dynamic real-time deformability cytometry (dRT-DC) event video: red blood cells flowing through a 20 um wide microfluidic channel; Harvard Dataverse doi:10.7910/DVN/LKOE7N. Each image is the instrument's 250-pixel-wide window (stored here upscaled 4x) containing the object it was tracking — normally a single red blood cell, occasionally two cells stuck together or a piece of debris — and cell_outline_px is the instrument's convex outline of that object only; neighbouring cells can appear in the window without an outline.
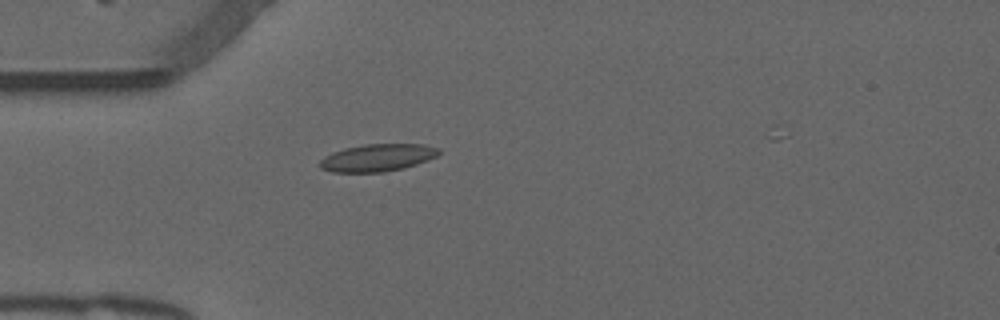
{"species": "common noctule bat (a hibernating species)", "species_latin": "Nyctalus noctula", "temperature_condition": "warm", "stored_images_in_passage": 41, "camera_frame_rate_fps": 3000, "um_per_image_px": 0.085, "animal": {"sex": "male", "forearm_length_mm": 52.5}, "frame": {"image": 1, "passage_image": 7, "time_ms": 2.0, "image_size_px": [1000, 320], "cell_outline_px": [[440, 152], [436, 156], [428, 160], [404, 168], [384, 172], [332, 172], [320, 168], [320, 160], [324, 156], [332, 152], [344, 148], [364, 144], [424, 144], [440, 148]], "centroid_in_image_um": [32.08, 13.4], "position_along_channel_um": 52.9, "area_um2": 19.07}}
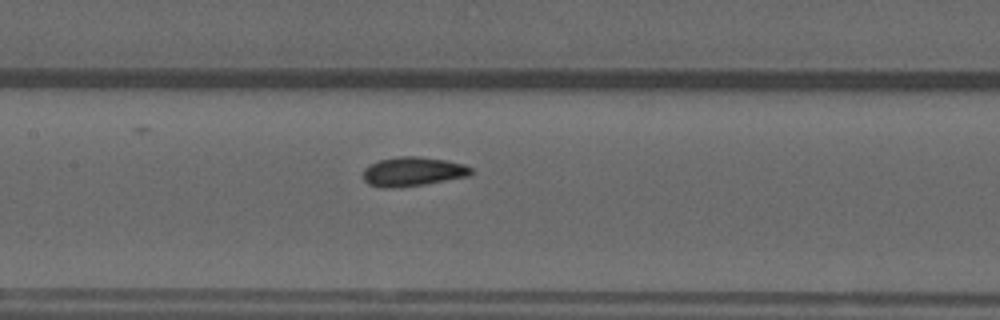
{"frame": {"image": 2, "passage_image": 17, "time_ms": 5.333, "image_size_px": [1000, 320], "cell_outline_px": [[472, 176], [424, 184], [392, 188], [380, 188], [368, 184], [364, 180], [364, 168], [380, 160], [400, 156], [416, 156], [444, 160], [464, 164], [472, 168]], "centroid_in_image_um": [35.11, 14.59], "position_along_channel_um": 172.3, "area_um2": 18.32}}
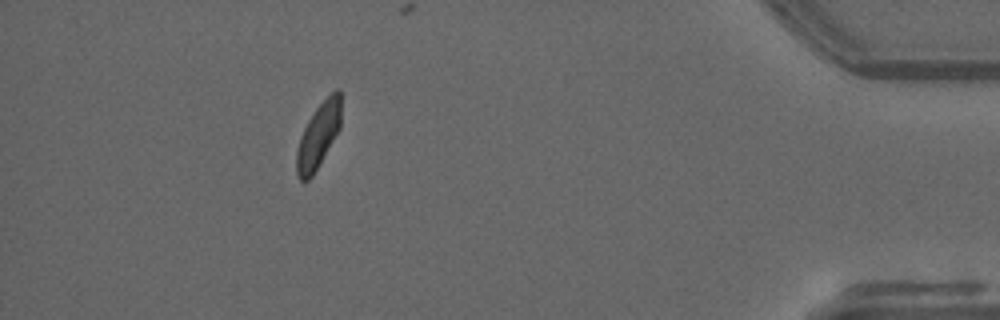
{"frame": {"image": 3, "passage_image": 40, "time_ms": 13.0, "image_size_px": [1000, 320], "cell_outline_px": [[340, 128], [312, 176], [304, 184], [300, 180], [296, 172], [296, 152], [300, 136], [308, 120], [316, 108], [336, 88], [340, 88]], "centroid_in_image_um": [27.04, 11.55], "position_along_channel_um": 408.2, "area_um2": 16.65}}